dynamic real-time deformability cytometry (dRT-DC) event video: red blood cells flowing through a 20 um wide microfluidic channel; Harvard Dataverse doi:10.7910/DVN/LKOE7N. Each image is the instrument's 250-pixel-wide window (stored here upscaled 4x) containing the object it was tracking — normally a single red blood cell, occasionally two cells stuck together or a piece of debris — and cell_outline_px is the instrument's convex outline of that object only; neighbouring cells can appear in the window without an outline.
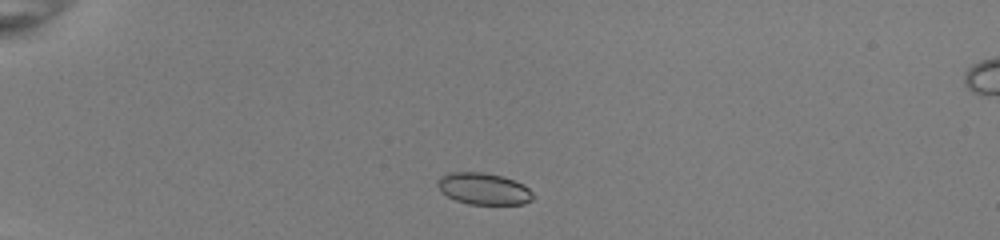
{"species": "common noctule bat (a hibernating species)", "species_latin": "Nyctalus noctula", "temperature_condition": "room temperature", "stored_images_in_passage": 42, "camera_frame_rate_fps": 3000, "um_per_image_px": 0.085, "animal": {"sex": "female", "body_mass_g": 22.0, "forearm_length_mm": 56.7}, "frame": {"image": 1, "passage_image": 4, "time_ms": 1.0, "image_size_px": [1000, 240], "cell_outline_px": [[536, 196], [532, 200], [524, 204], [468, 204], [456, 200], [448, 196], [436, 184], [440, 176], [452, 172], [484, 172], [500, 176], [524, 184]], "centroid_in_image_um": [41.14, 16.05], "position_along_channel_um": 43.9, "area_um2": 17.51}}
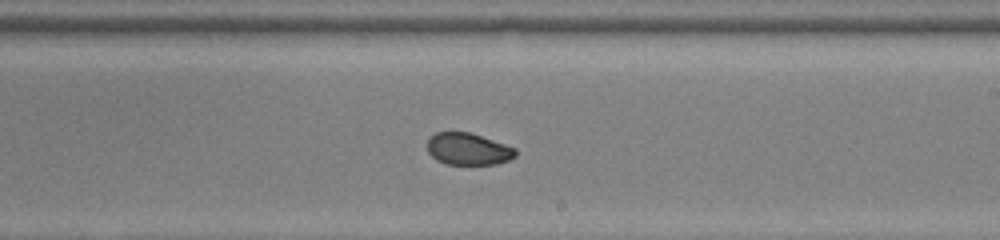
{"frame": {"image": 2, "passage_image": 23, "time_ms": 7.333, "image_size_px": [1000, 240], "cell_outline_px": [[516, 156], [508, 160], [496, 164], [444, 164], [436, 160], [428, 152], [428, 136], [436, 132], [468, 132], [516, 148]], "centroid_in_image_um": [39.76, 12.67], "position_along_channel_um": 249.2, "area_um2": 16.36}}
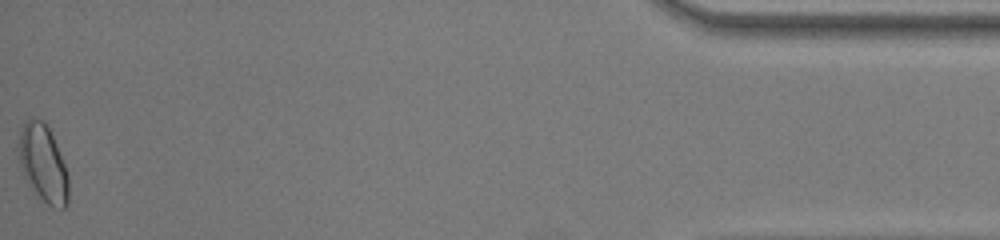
{"frame": {"image": 3, "passage_image": 42, "time_ms": 13.667, "image_size_px": [1000, 240], "cell_outline_px": [[68, 204], [64, 208], [52, 208], [28, 184], [20, 168], [16, 148], [20, 132], [24, 120], [44, 120], [56, 144], [68, 172]], "centroid_in_image_um": [3.64, 13.89], "position_along_channel_um": 431.6, "area_um2": 22.54}, "authors_computed_cell_mechanics": {"area_um2": 17.6001, "velocity_mm_per_s": 4.0086, "shape_relaxation_time_tau1_ms": null, "shape_relaxation_time_tau2_ms": 0.8583, "deformation_change_tau1": null, "deformation_change_tau2": 0.0451}}